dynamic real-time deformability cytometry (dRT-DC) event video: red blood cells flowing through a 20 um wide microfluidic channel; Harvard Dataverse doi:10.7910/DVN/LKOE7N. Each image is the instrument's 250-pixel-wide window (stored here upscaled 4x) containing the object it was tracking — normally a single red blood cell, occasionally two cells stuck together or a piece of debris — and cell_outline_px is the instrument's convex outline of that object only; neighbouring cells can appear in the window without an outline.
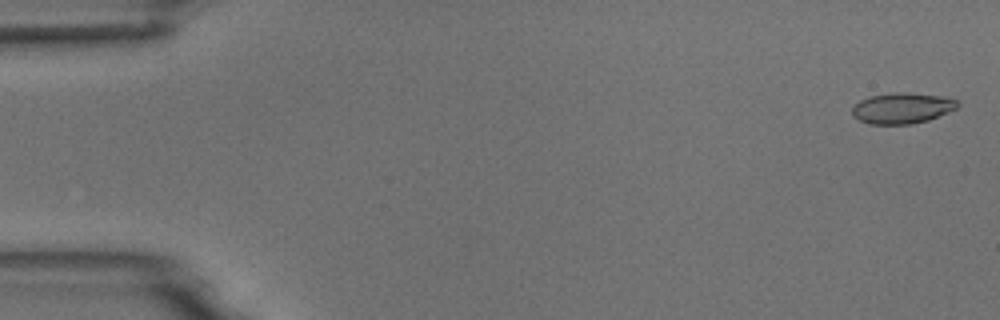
{"species": "common noctule bat (a hibernating species)", "species_latin": "Nyctalus noctula", "temperature_condition": "room temperature", "stored_images_in_passage": 5, "camera_frame_rate_fps": 3000, "um_per_image_px": 0.085, "animal": {"sex": "male", "body_mass_g": 18.8}, "frame": {"image": 1, "passage_image": 1, "time_ms": 0.0, "image_size_px": [1000, 320], "cell_outline_px": [[960, 104], [956, 108], [948, 112], [928, 120], [912, 124], [868, 124], [852, 116], [852, 104], [860, 100], [872, 96], [892, 92], [908, 92], [948, 96], [956, 100]], "centroid_in_image_um": [76.68, 9.18], "position_along_channel_um": 8.3, "area_um2": 19.19}}
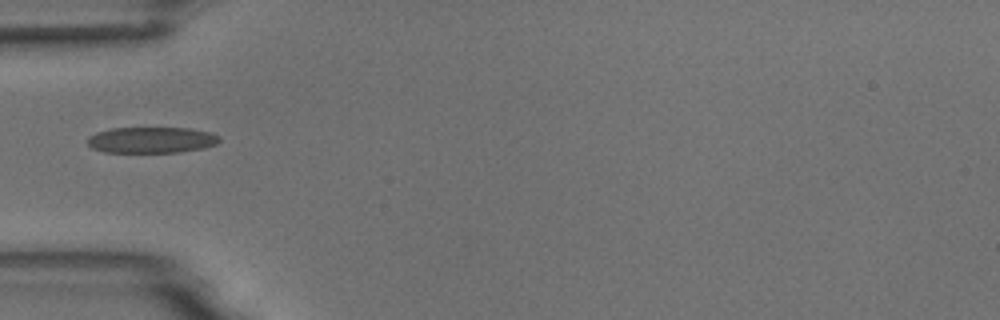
{"frame": {"image": 2, "passage_image": 5, "time_ms": 5.333, "image_size_px": [1000, 320], "cell_outline_px": [[220, 140], [216, 144], [204, 148], [180, 152], [104, 152], [92, 148], [88, 144], [88, 136], [96, 132], [112, 128], [188, 128], [208, 132], [220, 136]], "centroid_in_image_um": [12.87, 11.9], "position_along_channel_um": 72.1, "area_um2": 20.0}}